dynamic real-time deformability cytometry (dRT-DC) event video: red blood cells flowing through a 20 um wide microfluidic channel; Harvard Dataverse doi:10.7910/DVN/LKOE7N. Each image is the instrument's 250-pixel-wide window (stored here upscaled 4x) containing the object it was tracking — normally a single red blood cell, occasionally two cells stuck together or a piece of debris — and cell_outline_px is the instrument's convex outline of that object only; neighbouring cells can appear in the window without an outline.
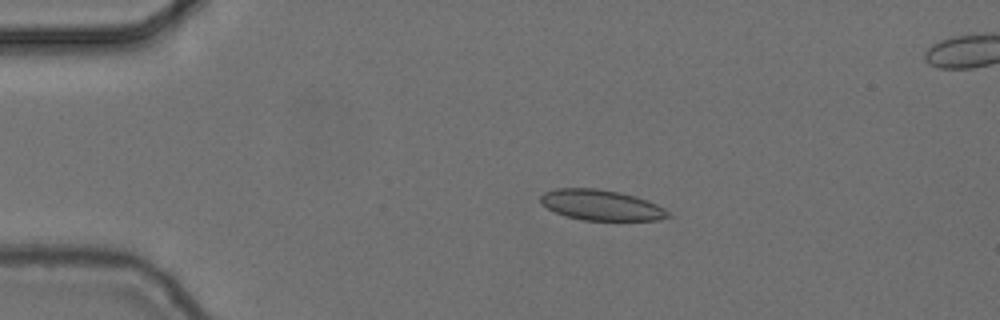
{"species": "common noctule bat (a hibernating species)", "species_latin": "Nyctalus noctula", "temperature_condition": "cold", "stored_images_in_passage": 3, "camera_frame_rate_fps": 3000, "um_per_image_px": 0.085, "animal": {"sex": "female", "body_mass_g": 24.6, "forearm_length_mm": 56.2}, "frame": {"image": 1, "passage_image": 1, "time_ms": 0.0, "image_size_px": [1000, 320], "cell_outline_px": [[672, 216], [660, 220], [584, 220], [564, 216], [548, 208], [540, 200], [540, 196], [544, 192], [556, 188], [596, 188], [620, 192], [636, 196], [648, 200], [664, 208]], "centroid_in_image_um": [51.12, 17.43], "position_along_channel_um": 33.9, "area_um2": 22.72}}